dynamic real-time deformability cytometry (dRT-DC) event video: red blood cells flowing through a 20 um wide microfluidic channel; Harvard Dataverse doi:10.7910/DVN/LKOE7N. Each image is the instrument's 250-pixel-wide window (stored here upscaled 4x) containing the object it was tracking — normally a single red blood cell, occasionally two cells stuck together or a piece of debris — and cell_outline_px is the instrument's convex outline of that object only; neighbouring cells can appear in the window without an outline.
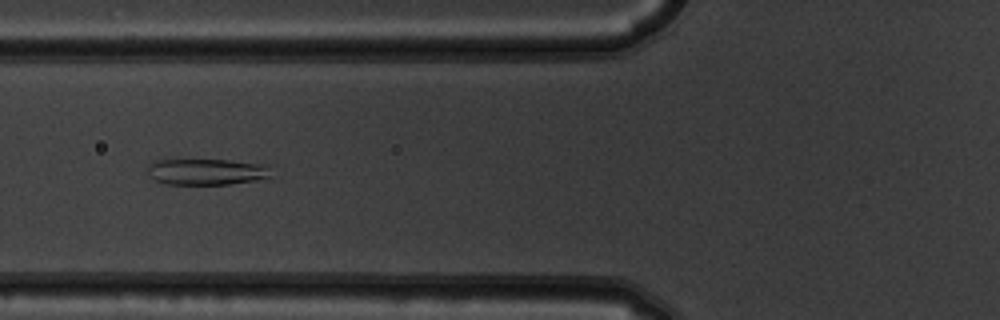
{"species": "common noctule bat (a hibernating species)", "species_latin": "Nyctalus noctula", "temperature_condition": "warm", "stored_images_in_passage": 6, "camera_frame_rate_fps": 3000, "um_per_image_px": 0.085, "animal": {"sex": "male", "body_mass_g": 19.5, "forearm_length_mm": 54.6}, "frame": {"image": 1, "passage_image": 3, "time_ms": 0.667, "image_size_px": [1000, 320], "cell_outline_px": [[272, 176], [252, 180], [228, 184], [164, 184], [152, 180], [148, 172], [148, 164], [152, 160], [228, 160], [272, 164]], "centroid_in_image_um": [17.58, 14.59], "position_along_channel_um": 108.2, "area_um2": 19.19}}
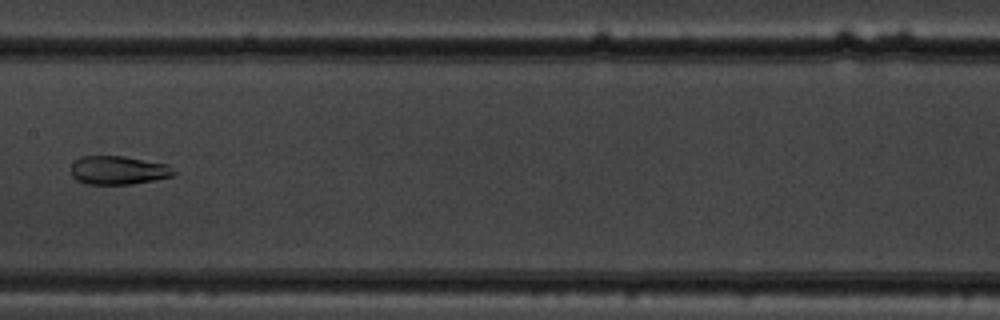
{"frame": {"image": 2, "passage_image": 5, "time_ms": 1.333, "image_size_px": [1000, 320], "cell_outline_px": [[176, 172], [172, 176], [132, 184], [84, 184], [76, 180], [72, 176], [72, 164], [80, 156], [124, 156], [168, 164]], "centroid_in_image_um": [10.04, 14.47], "position_along_channel_um": 197.4, "area_um2": 17.11}}